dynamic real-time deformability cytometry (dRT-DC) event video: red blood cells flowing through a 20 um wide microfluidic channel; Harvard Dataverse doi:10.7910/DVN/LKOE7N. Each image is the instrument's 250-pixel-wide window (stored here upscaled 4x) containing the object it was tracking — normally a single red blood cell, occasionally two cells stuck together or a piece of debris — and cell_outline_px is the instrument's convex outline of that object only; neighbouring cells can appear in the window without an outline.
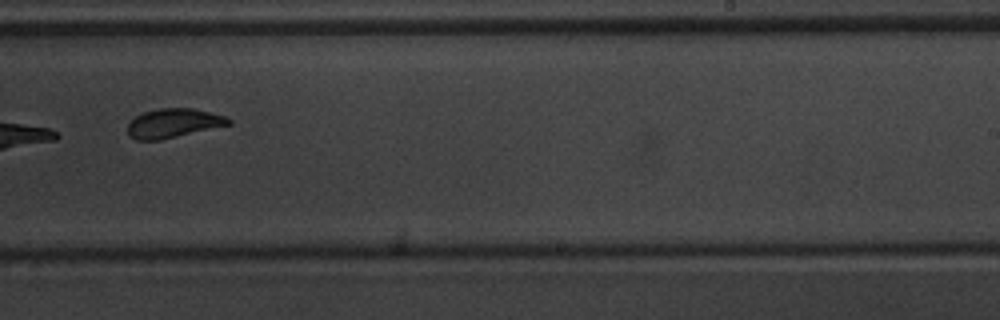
{"species": "common noctule bat (a hibernating species)", "species_latin": "Nyctalus noctula", "temperature_condition": "warm", "stored_images_in_passage": 10, "camera_frame_rate_fps": 3000, "um_per_image_px": 0.085, "animal": {"sex": "male", "body_mass_g": 20.1, "forearm_length_mm": 53.5}, "frame": {"image": 1, "passage_image": 10, "time_ms": 3.0, "image_size_px": [1000, 320], "cell_outline_px": [[232, 124], [160, 140], [136, 140], [128, 136], [128, 124], [136, 116], [144, 112], [160, 108], [192, 108], [224, 116], [232, 120]], "centroid_in_image_um": [14.73, 10.48], "position_along_channel_um": 274.3, "area_um2": 16.99}}